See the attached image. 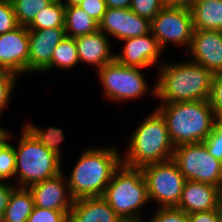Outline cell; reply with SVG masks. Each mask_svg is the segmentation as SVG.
<instances>
[{"instance_id":"obj_40","label":"cell","mask_w":222,"mask_h":222,"mask_svg":"<svg viewBox=\"0 0 222 222\" xmlns=\"http://www.w3.org/2000/svg\"><path fill=\"white\" fill-rule=\"evenodd\" d=\"M65 6H75L78 5L83 0H60Z\"/></svg>"},{"instance_id":"obj_29","label":"cell","mask_w":222,"mask_h":222,"mask_svg":"<svg viewBox=\"0 0 222 222\" xmlns=\"http://www.w3.org/2000/svg\"><path fill=\"white\" fill-rule=\"evenodd\" d=\"M165 6V0H132L130 9L151 21Z\"/></svg>"},{"instance_id":"obj_34","label":"cell","mask_w":222,"mask_h":222,"mask_svg":"<svg viewBox=\"0 0 222 222\" xmlns=\"http://www.w3.org/2000/svg\"><path fill=\"white\" fill-rule=\"evenodd\" d=\"M209 102L214 113H222V73L213 75Z\"/></svg>"},{"instance_id":"obj_20","label":"cell","mask_w":222,"mask_h":222,"mask_svg":"<svg viewBox=\"0 0 222 222\" xmlns=\"http://www.w3.org/2000/svg\"><path fill=\"white\" fill-rule=\"evenodd\" d=\"M190 12L194 29L222 31V0L195 1Z\"/></svg>"},{"instance_id":"obj_38","label":"cell","mask_w":222,"mask_h":222,"mask_svg":"<svg viewBox=\"0 0 222 222\" xmlns=\"http://www.w3.org/2000/svg\"><path fill=\"white\" fill-rule=\"evenodd\" d=\"M166 6L191 8L195 0H165Z\"/></svg>"},{"instance_id":"obj_33","label":"cell","mask_w":222,"mask_h":222,"mask_svg":"<svg viewBox=\"0 0 222 222\" xmlns=\"http://www.w3.org/2000/svg\"><path fill=\"white\" fill-rule=\"evenodd\" d=\"M18 26L12 4L0 2V35L12 31Z\"/></svg>"},{"instance_id":"obj_11","label":"cell","mask_w":222,"mask_h":222,"mask_svg":"<svg viewBox=\"0 0 222 222\" xmlns=\"http://www.w3.org/2000/svg\"><path fill=\"white\" fill-rule=\"evenodd\" d=\"M99 30L118 41L148 34L151 31V21L134 13L130 8H107Z\"/></svg>"},{"instance_id":"obj_4","label":"cell","mask_w":222,"mask_h":222,"mask_svg":"<svg viewBox=\"0 0 222 222\" xmlns=\"http://www.w3.org/2000/svg\"><path fill=\"white\" fill-rule=\"evenodd\" d=\"M128 142L125 154H121L122 163L133 168L171 160L175 149L166 122L156 109L139 122Z\"/></svg>"},{"instance_id":"obj_8","label":"cell","mask_w":222,"mask_h":222,"mask_svg":"<svg viewBox=\"0 0 222 222\" xmlns=\"http://www.w3.org/2000/svg\"><path fill=\"white\" fill-rule=\"evenodd\" d=\"M172 160L186 180L211 184L222 189V162L208 152L203 142L175 147Z\"/></svg>"},{"instance_id":"obj_10","label":"cell","mask_w":222,"mask_h":222,"mask_svg":"<svg viewBox=\"0 0 222 222\" xmlns=\"http://www.w3.org/2000/svg\"><path fill=\"white\" fill-rule=\"evenodd\" d=\"M193 31L194 26L189 8L165 6L151 20V33L162 51L168 42L179 47L186 46L189 50Z\"/></svg>"},{"instance_id":"obj_30","label":"cell","mask_w":222,"mask_h":222,"mask_svg":"<svg viewBox=\"0 0 222 222\" xmlns=\"http://www.w3.org/2000/svg\"><path fill=\"white\" fill-rule=\"evenodd\" d=\"M27 222H69V215L64 211L34 207Z\"/></svg>"},{"instance_id":"obj_12","label":"cell","mask_w":222,"mask_h":222,"mask_svg":"<svg viewBox=\"0 0 222 222\" xmlns=\"http://www.w3.org/2000/svg\"><path fill=\"white\" fill-rule=\"evenodd\" d=\"M29 57V32L27 26L0 35V68L17 74H27Z\"/></svg>"},{"instance_id":"obj_1","label":"cell","mask_w":222,"mask_h":222,"mask_svg":"<svg viewBox=\"0 0 222 222\" xmlns=\"http://www.w3.org/2000/svg\"><path fill=\"white\" fill-rule=\"evenodd\" d=\"M155 98L161 103L209 100L213 73L192 60L160 62Z\"/></svg>"},{"instance_id":"obj_28","label":"cell","mask_w":222,"mask_h":222,"mask_svg":"<svg viewBox=\"0 0 222 222\" xmlns=\"http://www.w3.org/2000/svg\"><path fill=\"white\" fill-rule=\"evenodd\" d=\"M18 75L14 72L0 68V114L4 112L8 106L10 96L12 95L13 89L15 88L16 80Z\"/></svg>"},{"instance_id":"obj_23","label":"cell","mask_w":222,"mask_h":222,"mask_svg":"<svg viewBox=\"0 0 222 222\" xmlns=\"http://www.w3.org/2000/svg\"><path fill=\"white\" fill-rule=\"evenodd\" d=\"M65 27V5L60 0H54L42 8L33 21L27 26L28 30Z\"/></svg>"},{"instance_id":"obj_41","label":"cell","mask_w":222,"mask_h":222,"mask_svg":"<svg viewBox=\"0 0 222 222\" xmlns=\"http://www.w3.org/2000/svg\"><path fill=\"white\" fill-rule=\"evenodd\" d=\"M215 122L222 128V113H215Z\"/></svg>"},{"instance_id":"obj_16","label":"cell","mask_w":222,"mask_h":222,"mask_svg":"<svg viewBox=\"0 0 222 222\" xmlns=\"http://www.w3.org/2000/svg\"><path fill=\"white\" fill-rule=\"evenodd\" d=\"M189 53L213 74L222 73V31L194 29Z\"/></svg>"},{"instance_id":"obj_3","label":"cell","mask_w":222,"mask_h":222,"mask_svg":"<svg viewBox=\"0 0 222 222\" xmlns=\"http://www.w3.org/2000/svg\"><path fill=\"white\" fill-rule=\"evenodd\" d=\"M156 110L166 122L174 147L204 142L215 123V113L209 100L160 103Z\"/></svg>"},{"instance_id":"obj_27","label":"cell","mask_w":222,"mask_h":222,"mask_svg":"<svg viewBox=\"0 0 222 222\" xmlns=\"http://www.w3.org/2000/svg\"><path fill=\"white\" fill-rule=\"evenodd\" d=\"M13 134L6 131V134L0 139V180L11 179L15 175L16 154L14 145L9 141Z\"/></svg>"},{"instance_id":"obj_17","label":"cell","mask_w":222,"mask_h":222,"mask_svg":"<svg viewBox=\"0 0 222 222\" xmlns=\"http://www.w3.org/2000/svg\"><path fill=\"white\" fill-rule=\"evenodd\" d=\"M222 206V189L211 184L186 180L176 208L187 214L216 210Z\"/></svg>"},{"instance_id":"obj_19","label":"cell","mask_w":222,"mask_h":222,"mask_svg":"<svg viewBox=\"0 0 222 222\" xmlns=\"http://www.w3.org/2000/svg\"><path fill=\"white\" fill-rule=\"evenodd\" d=\"M69 222H124L103 197L74 200Z\"/></svg>"},{"instance_id":"obj_26","label":"cell","mask_w":222,"mask_h":222,"mask_svg":"<svg viewBox=\"0 0 222 222\" xmlns=\"http://www.w3.org/2000/svg\"><path fill=\"white\" fill-rule=\"evenodd\" d=\"M54 0H15L12 3L18 25L28 26L37 13Z\"/></svg>"},{"instance_id":"obj_2","label":"cell","mask_w":222,"mask_h":222,"mask_svg":"<svg viewBox=\"0 0 222 222\" xmlns=\"http://www.w3.org/2000/svg\"><path fill=\"white\" fill-rule=\"evenodd\" d=\"M121 163V153L113 146L88 147L66 177L71 196L74 199L102 197L114 171Z\"/></svg>"},{"instance_id":"obj_15","label":"cell","mask_w":222,"mask_h":222,"mask_svg":"<svg viewBox=\"0 0 222 222\" xmlns=\"http://www.w3.org/2000/svg\"><path fill=\"white\" fill-rule=\"evenodd\" d=\"M29 57L28 72L40 73L50 65L53 51L66 37L64 28L28 30Z\"/></svg>"},{"instance_id":"obj_32","label":"cell","mask_w":222,"mask_h":222,"mask_svg":"<svg viewBox=\"0 0 222 222\" xmlns=\"http://www.w3.org/2000/svg\"><path fill=\"white\" fill-rule=\"evenodd\" d=\"M203 144L212 156L222 162V128L216 122Z\"/></svg>"},{"instance_id":"obj_42","label":"cell","mask_w":222,"mask_h":222,"mask_svg":"<svg viewBox=\"0 0 222 222\" xmlns=\"http://www.w3.org/2000/svg\"><path fill=\"white\" fill-rule=\"evenodd\" d=\"M6 129L0 126V139L6 134Z\"/></svg>"},{"instance_id":"obj_5","label":"cell","mask_w":222,"mask_h":222,"mask_svg":"<svg viewBox=\"0 0 222 222\" xmlns=\"http://www.w3.org/2000/svg\"><path fill=\"white\" fill-rule=\"evenodd\" d=\"M102 197L124 222H143L142 207L150 200L142 169L121 163Z\"/></svg>"},{"instance_id":"obj_35","label":"cell","mask_w":222,"mask_h":222,"mask_svg":"<svg viewBox=\"0 0 222 222\" xmlns=\"http://www.w3.org/2000/svg\"><path fill=\"white\" fill-rule=\"evenodd\" d=\"M78 6L87 12L98 23L101 21L107 10L105 0H83Z\"/></svg>"},{"instance_id":"obj_18","label":"cell","mask_w":222,"mask_h":222,"mask_svg":"<svg viewBox=\"0 0 222 222\" xmlns=\"http://www.w3.org/2000/svg\"><path fill=\"white\" fill-rule=\"evenodd\" d=\"M75 42L80 64H89L99 70L114 60L110 39L100 30L76 37Z\"/></svg>"},{"instance_id":"obj_9","label":"cell","mask_w":222,"mask_h":222,"mask_svg":"<svg viewBox=\"0 0 222 222\" xmlns=\"http://www.w3.org/2000/svg\"><path fill=\"white\" fill-rule=\"evenodd\" d=\"M147 183L150 202L153 200L158 208L177 207L186 179L171 159L153 163L141 168Z\"/></svg>"},{"instance_id":"obj_6","label":"cell","mask_w":222,"mask_h":222,"mask_svg":"<svg viewBox=\"0 0 222 222\" xmlns=\"http://www.w3.org/2000/svg\"><path fill=\"white\" fill-rule=\"evenodd\" d=\"M17 147L15 175L17 187L29 186L53 178L63 172L62 159L49 151L25 127H23Z\"/></svg>"},{"instance_id":"obj_39","label":"cell","mask_w":222,"mask_h":222,"mask_svg":"<svg viewBox=\"0 0 222 222\" xmlns=\"http://www.w3.org/2000/svg\"><path fill=\"white\" fill-rule=\"evenodd\" d=\"M107 8H130L132 0H105Z\"/></svg>"},{"instance_id":"obj_7","label":"cell","mask_w":222,"mask_h":222,"mask_svg":"<svg viewBox=\"0 0 222 222\" xmlns=\"http://www.w3.org/2000/svg\"><path fill=\"white\" fill-rule=\"evenodd\" d=\"M140 69L124 66L114 59L101 69L96 70L105 97L121 103L141 99L140 97L146 95L149 90V93L155 97V84L149 89L146 78Z\"/></svg>"},{"instance_id":"obj_21","label":"cell","mask_w":222,"mask_h":222,"mask_svg":"<svg viewBox=\"0 0 222 222\" xmlns=\"http://www.w3.org/2000/svg\"><path fill=\"white\" fill-rule=\"evenodd\" d=\"M65 35L76 38L95 33L99 30V23L78 5L65 6Z\"/></svg>"},{"instance_id":"obj_25","label":"cell","mask_w":222,"mask_h":222,"mask_svg":"<svg viewBox=\"0 0 222 222\" xmlns=\"http://www.w3.org/2000/svg\"><path fill=\"white\" fill-rule=\"evenodd\" d=\"M28 123L24 127L49 151L62 158L60 143L65 140L63 130L54 126L43 129L33 125L32 122Z\"/></svg>"},{"instance_id":"obj_31","label":"cell","mask_w":222,"mask_h":222,"mask_svg":"<svg viewBox=\"0 0 222 222\" xmlns=\"http://www.w3.org/2000/svg\"><path fill=\"white\" fill-rule=\"evenodd\" d=\"M148 222H188V214L176 207L156 208Z\"/></svg>"},{"instance_id":"obj_13","label":"cell","mask_w":222,"mask_h":222,"mask_svg":"<svg viewBox=\"0 0 222 222\" xmlns=\"http://www.w3.org/2000/svg\"><path fill=\"white\" fill-rule=\"evenodd\" d=\"M34 205L39 208L64 211L68 215L74 204L64 172L28 187Z\"/></svg>"},{"instance_id":"obj_22","label":"cell","mask_w":222,"mask_h":222,"mask_svg":"<svg viewBox=\"0 0 222 222\" xmlns=\"http://www.w3.org/2000/svg\"><path fill=\"white\" fill-rule=\"evenodd\" d=\"M35 205L28 188L17 187L10 197L3 215L5 222H27Z\"/></svg>"},{"instance_id":"obj_37","label":"cell","mask_w":222,"mask_h":222,"mask_svg":"<svg viewBox=\"0 0 222 222\" xmlns=\"http://www.w3.org/2000/svg\"><path fill=\"white\" fill-rule=\"evenodd\" d=\"M17 188L15 184L0 180V216H3L9 203L12 192Z\"/></svg>"},{"instance_id":"obj_36","label":"cell","mask_w":222,"mask_h":222,"mask_svg":"<svg viewBox=\"0 0 222 222\" xmlns=\"http://www.w3.org/2000/svg\"><path fill=\"white\" fill-rule=\"evenodd\" d=\"M188 222H222V206L216 210L188 214Z\"/></svg>"},{"instance_id":"obj_14","label":"cell","mask_w":222,"mask_h":222,"mask_svg":"<svg viewBox=\"0 0 222 222\" xmlns=\"http://www.w3.org/2000/svg\"><path fill=\"white\" fill-rule=\"evenodd\" d=\"M122 51L114 53V59L124 66L147 68L158 64L162 49L151 31L148 34L127 38Z\"/></svg>"},{"instance_id":"obj_24","label":"cell","mask_w":222,"mask_h":222,"mask_svg":"<svg viewBox=\"0 0 222 222\" xmlns=\"http://www.w3.org/2000/svg\"><path fill=\"white\" fill-rule=\"evenodd\" d=\"M79 64L75 38L65 37L54 49L50 65L43 73L57 67L58 69H72Z\"/></svg>"},{"instance_id":"obj_43","label":"cell","mask_w":222,"mask_h":222,"mask_svg":"<svg viewBox=\"0 0 222 222\" xmlns=\"http://www.w3.org/2000/svg\"><path fill=\"white\" fill-rule=\"evenodd\" d=\"M15 0H0V2H7V3H13Z\"/></svg>"},{"instance_id":"obj_44","label":"cell","mask_w":222,"mask_h":222,"mask_svg":"<svg viewBox=\"0 0 222 222\" xmlns=\"http://www.w3.org/2000/svg\"><path fill=\"white\" fill-rule=\"evenodd\" d=\"M0 222H5V219L3 216H0Z\"/></svg>"}]
</instances>
